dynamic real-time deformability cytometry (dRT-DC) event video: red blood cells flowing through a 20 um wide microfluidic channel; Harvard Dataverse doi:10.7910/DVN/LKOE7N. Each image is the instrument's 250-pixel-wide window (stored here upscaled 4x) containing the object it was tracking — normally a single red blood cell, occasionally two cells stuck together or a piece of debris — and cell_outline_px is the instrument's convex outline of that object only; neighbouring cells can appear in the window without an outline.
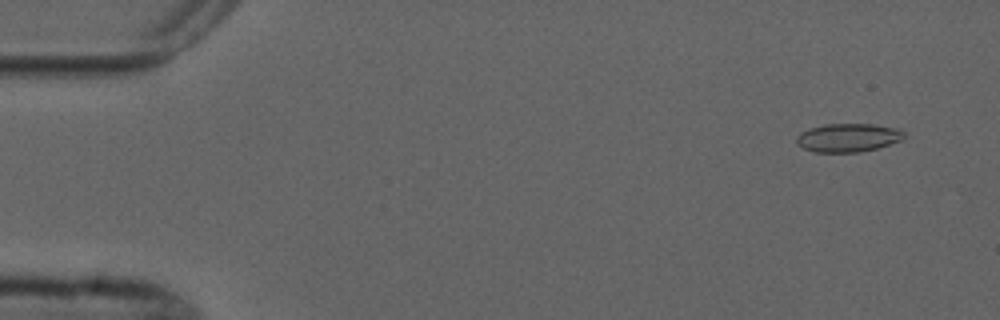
{"species": "common noctule bat (a hibernating species)", "species_latin": "Nyctalus noctula", "temperature_condition": "cold", "stored_images_in_passage": 6, "segment_of_instrument_passage": [1, 2], "camera_frame_rate_fps": 3000, "um_per_image_px": 0.085, "animal": {"sex": "male", "forearm_length_mm": 52.5}, "frame": {"image": 1, "passage_image": 2, "time_ms": 1.0, "image_size_px": [1000, 320], "cell_outline_px": [[904, 136], [900, 140], [876, 148], [860, 152], [816, 152], [804, 148], [796, 144], [796, 136], [800, 132], [808, 128], [824, 124], [872, 124], [896, 128], [904, 132]], "centroid_in_image_um": [72.02, 11.69], "position_along_channel_um": 13.0, "area_um2": 17.74}}
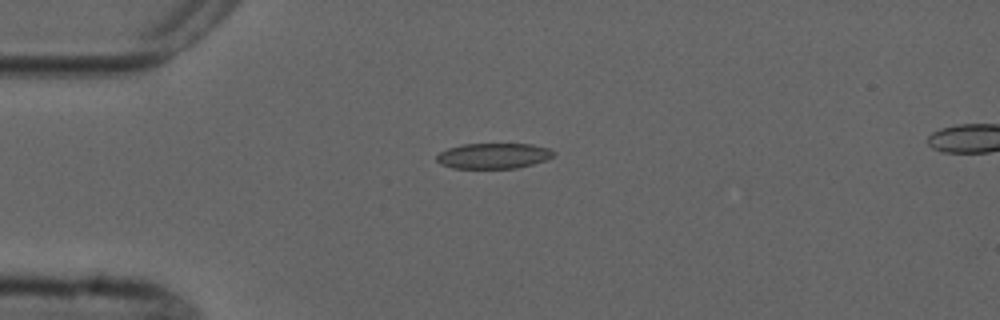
{"frame": {"image": 2, "passage_image": 5, "time_ms": 4.333, "image_size_px": [1000, 320], "cell_outline_px": [[556, 152], [548, 160], [516, 168], [452, 168], [440, 164], [436, 160], [436, 156], [440, 152], [448, 148], [460, 144], [532, 144], [548, 148]], "centroid_in_image_um": [41.94, 13.24], "position_along_channel_um": 43.1, "area_um2": 17.46}}